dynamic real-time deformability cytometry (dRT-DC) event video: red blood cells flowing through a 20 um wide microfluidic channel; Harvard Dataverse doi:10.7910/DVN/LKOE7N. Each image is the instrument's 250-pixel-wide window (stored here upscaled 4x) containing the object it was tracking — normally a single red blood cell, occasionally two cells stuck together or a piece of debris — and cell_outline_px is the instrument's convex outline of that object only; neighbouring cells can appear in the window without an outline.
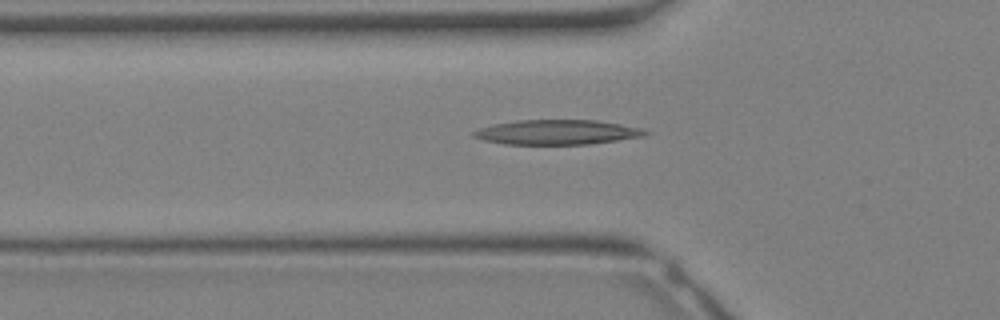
{"species": "Egyptian fruit bat (a non-hibernating species)", "species_latin": "Rousettus aegyptiacus", "temperature_condition": "warm", "stored_images_in_passage": 7, "camera_frame_rate_fps": 3000, "um_per_image_px": 0.085, "animal": {"sex": "female"}, "frame": {"image": 1, "passage_image": 6, "time_ms": 1.667, "image_size_px": [1000, 320], "cell_outline_px": [[652, 132], [644, 136], [588, 144], [504, 144], [484, 140], [472, 136], [472, 132], [480, 128], [492, 124], [516, 120], [596, 120], [644, 128]], "centroid_in_image_um": [47.37, 11.23], "position_along_channel_um": 78.4, "area_um2": 24.8}}